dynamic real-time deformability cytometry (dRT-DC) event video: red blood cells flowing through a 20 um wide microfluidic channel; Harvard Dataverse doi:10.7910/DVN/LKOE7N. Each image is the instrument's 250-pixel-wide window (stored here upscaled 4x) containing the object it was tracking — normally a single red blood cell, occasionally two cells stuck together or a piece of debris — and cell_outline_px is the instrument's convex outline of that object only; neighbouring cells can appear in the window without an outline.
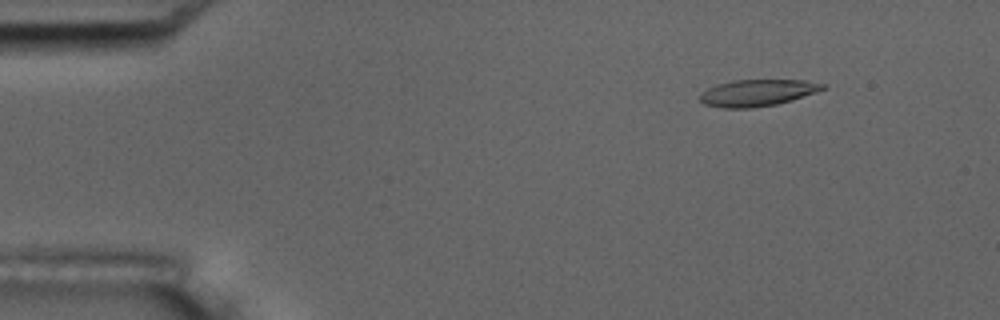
{"species": "common noctule bat (a hibernating species)", "species_latin": "Nyctalus noctula", "temperature_condition": "room temperature", "stored_images_in_passage": 50, "camera_frame_rate_fps": 3000, "um_per_image_px": 0.085, "animal": {"sex": "male", "body_mass_g": 17.5, "forearm_length_mm": 52.3}, "frame": {"image": 1, "passage_image": 2, "time_ms": 0.333, "image_size_px": [1000, 320], "cell_outline_px": [[824, 88], [816, 92], [792, 100], [776, 104], [752, 108], [720, 108], [704, 104], [700, 100], [700, 96], [708, 88], [732, 80], [804, 80], [824, 84]], "centroid_in_image_um": [64.37, 7.89], "position_along_channel_um": 20.6, "area_um2": 18.84}}
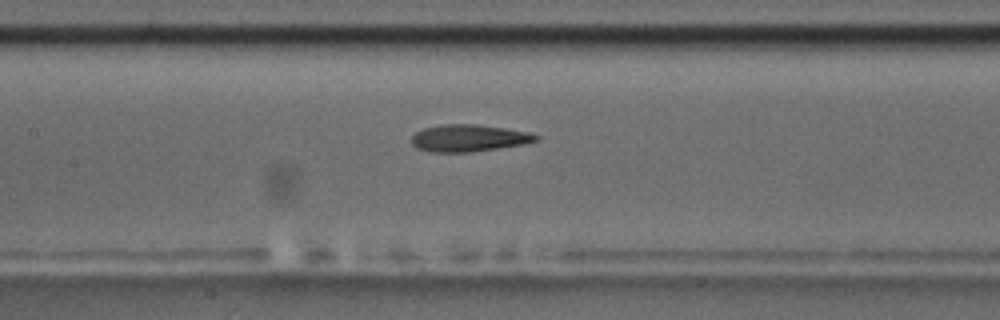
{"frame": {"image": 2, "passage_image": 21, "time_ms": 6.667, "image_size_px": [1000, 320], "cell_outline_px": [[540, 140], [520, 144], [472, 152], [432, 152], [416, 148], [412, 144], [412, 136], [416, 132], [424, 128], [444, 124], [476, 124], [504, 128], [528, 132], [540, 136]], "centroid_in_image_um": [39.83, 11.73], "position_along_channel_um": 167.6, "area_um2": 19.42}}
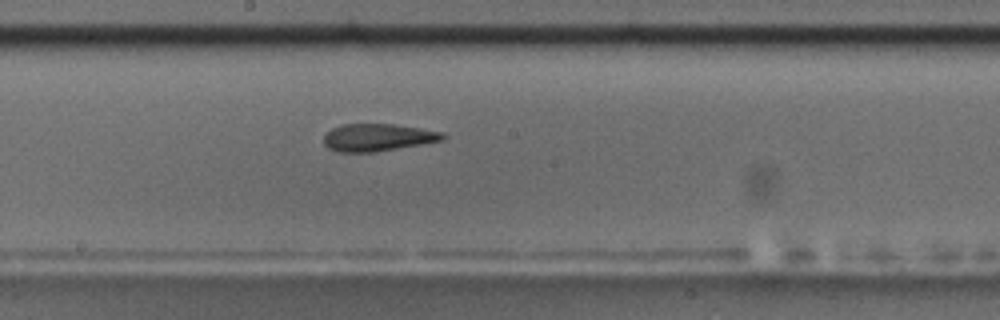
{"frame": {"image": 3, "passage_image": 25, "time_ms": 8.0, "image_size_px": [1000, 320], "cell_outline_px": [[448, 136], [444, 140], [376, 152], [336, 152], [328, 148], [324, 144], [324, 136], [332, 128], [340, 124], [392, 124], [444, 132]], "centroid_in_image_um": [32.11, 11.69], "position_along_channel_um": 216.1, "area_um2": 19.07}, "authors_computed_cell_mechanics": {"area_um2": 19.3052, "velocity_mm_per_s": 3.6723, "shape_relaxation_time_tau1_ms": 9.099, "shape_relaxation_time_tau2_ms": 3.4094, "deformation_change_tau1": 0.2404, "deformation_change_tau2": 0.1211}}